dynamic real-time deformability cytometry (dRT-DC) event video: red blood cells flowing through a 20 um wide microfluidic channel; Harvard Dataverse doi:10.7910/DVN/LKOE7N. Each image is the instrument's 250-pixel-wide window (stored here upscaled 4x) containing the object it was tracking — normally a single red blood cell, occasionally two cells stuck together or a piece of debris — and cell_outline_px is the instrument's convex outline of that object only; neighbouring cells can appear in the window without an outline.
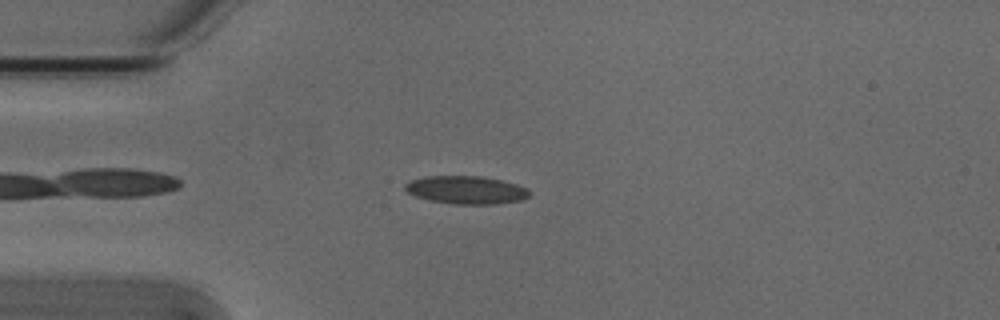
{"species": "Egyptian fruit bat (a non-hibernating species)", "species_latin": "Rousettus aegyptiacus", "temperature_condition": "cold", "stored_images_in_passage": 5, "camera_frame_rate_fps": 3000, "um_per_image_px": 0.085, "animal": {"sex": "male"}, "frame": {"image": 1, "passage_image": 4, "time_ms": 1.0, "image_size_px": [1000, 320], "cell_outline_px": [[532, 192], [524, 200], [496, 204], [452, 204], [428, 200], [416, 196], [408, 192], [404, 188], [404, 184], [412, 180], [424, 176], [480, 176], [500, 180], [516, 184], [528, 188]], "centroid_in_image_um": [39.65, 16.15], "position_along_channel_um": 45.4, "area_um2": 20.4}}